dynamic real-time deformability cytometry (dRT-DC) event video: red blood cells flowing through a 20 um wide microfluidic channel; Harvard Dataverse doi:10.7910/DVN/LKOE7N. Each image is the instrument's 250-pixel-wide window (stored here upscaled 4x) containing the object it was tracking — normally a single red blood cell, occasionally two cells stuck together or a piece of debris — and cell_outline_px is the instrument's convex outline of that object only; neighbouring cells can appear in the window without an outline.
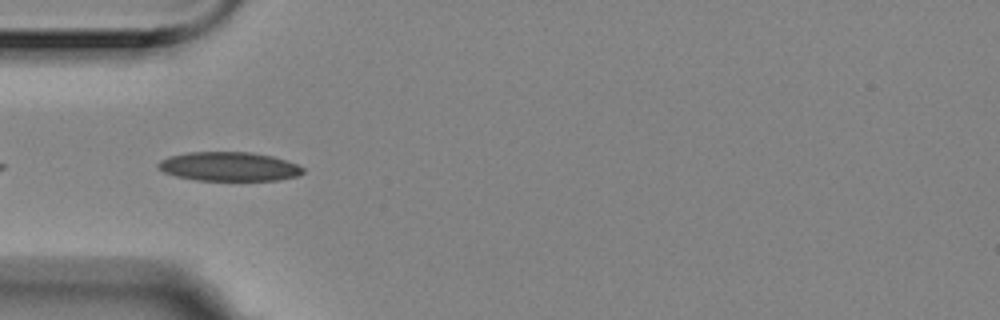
{"species": "Egyptian fruit bat (a non-hibernating species)", "species_latin": "Rousettus aegyptiacus", "temperature_condition": "room temperature", "stored_images_in_passage": 5, "camera_frame_rate_fps": 3000, "um_per_image_px": 0.085, "animal": {"sex": "female"}, "frame": {"image": 1, "passage_image": 4, "time_ms": 1.0, "image_size_px": [1000, 320], "cell_outline_px": [[304, 172], [296, 176], [276, 180], [196, 180], [176, 176], [164, 172], [156, 168], [156, 164], [160, 160], [168, 156], [188, 152], [252, 152], [272, 156], [296, 164], [304, 168]], "centroid_in_image_um": [19.41, 14.15], "position_along_channel_um": 65.6, "area_um2": 24.51}}
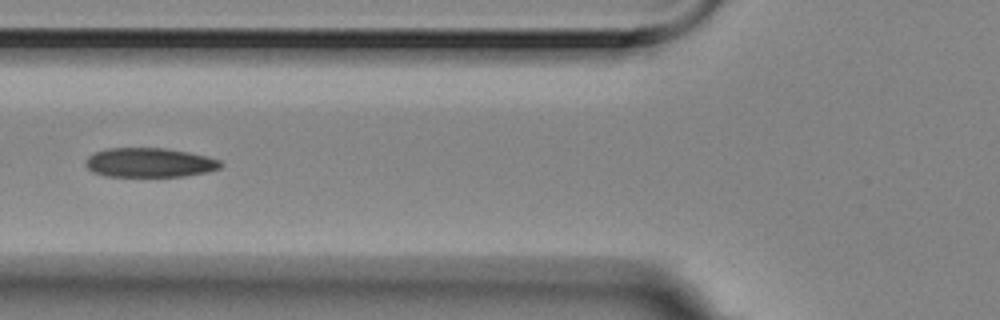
{"frame": {"image": 2, "passage_image": 5, "time_ms": 1.333, "image_size_px": [1000, 320], "cell_outline_px": [[224, 164], [220, 168], [208, 172], [184, 176], [108, 176], [92, 172], [84, 164], [84, 160], [88, 156], [96, 152], [108, 148], [164, 148], [188, 152], [208, 156], [220, 160]], "centroid_in_image_um": [12.72, 13.82], "position_along_channel_um": 113.1, "area_um2": 23.18}}